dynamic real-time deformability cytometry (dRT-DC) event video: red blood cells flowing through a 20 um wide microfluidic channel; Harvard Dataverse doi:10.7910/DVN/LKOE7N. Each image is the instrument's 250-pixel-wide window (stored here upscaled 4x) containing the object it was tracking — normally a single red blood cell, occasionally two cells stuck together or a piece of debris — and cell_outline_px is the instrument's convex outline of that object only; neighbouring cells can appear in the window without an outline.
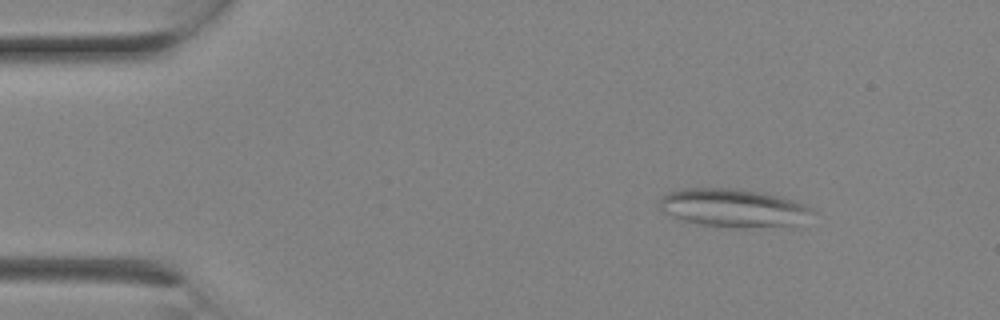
{"species": "Egyptian fruit bat (a non-hibernating species)", "species_latin": "Rousettus aegyptiacus", "temperature_condition": "room temperature", "stored_images_in_passage": 2, "camera_frame_rate_fps": 3000, "um_per_image_px": 0.085, "animal": {"sex": "female"}, "frame": {"image": 1, "passage_image": 1, "time_ms": 0.0, "image_size_px": [1000, 320], "cell_outline_px": [[816, 212], [792, 224], [744, 228], [728, 228], [700, 224], [684, 220], [660, 208], [656, 204], [660, 196], [668, 192], [684, 188], [740, 188], [780, 196], [804, 204], [812, 208]], "centroid_in_image_um": [62.28, 17.65], "position_along_channel_um": 22.7, "area_um2": 33.81}}